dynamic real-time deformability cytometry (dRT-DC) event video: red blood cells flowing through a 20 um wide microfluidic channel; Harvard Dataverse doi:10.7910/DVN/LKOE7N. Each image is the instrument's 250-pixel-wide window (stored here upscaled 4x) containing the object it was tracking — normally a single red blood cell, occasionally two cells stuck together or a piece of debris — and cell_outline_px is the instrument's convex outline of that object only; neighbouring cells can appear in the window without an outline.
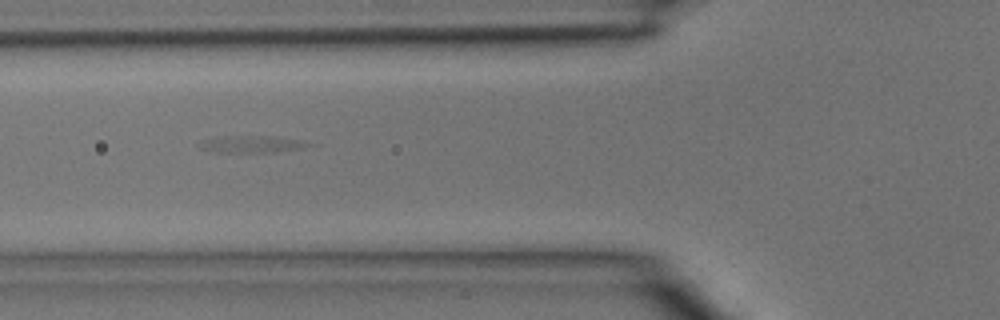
{"species": "common noctule bat (a hibernating species)", "species_latin": "Nyctalus noctula", "temperature_condition": "room temperature", "stored_images_in_passage": 3, "camera_frame_rate_fps": 3000, "um_per_image_px": 0.085, "animal": {"sex": "male", "body_mass_g": 15.6}, "frame": {"image": 1, "passage_image": 3, "time_ms": 0.667, "image_size_px": [1000, 320], "cell_outline_px": [[320, 144], [300, 148], [272, 152], [220, 152], [204, 148], [200, 144], [204, 140], [224, 136], [268, 136], [304, 140]], "centroid_in_image_um": [21.58, 12.24], "position_along_channel_um": 104.2, "area_um2": 10.52}}